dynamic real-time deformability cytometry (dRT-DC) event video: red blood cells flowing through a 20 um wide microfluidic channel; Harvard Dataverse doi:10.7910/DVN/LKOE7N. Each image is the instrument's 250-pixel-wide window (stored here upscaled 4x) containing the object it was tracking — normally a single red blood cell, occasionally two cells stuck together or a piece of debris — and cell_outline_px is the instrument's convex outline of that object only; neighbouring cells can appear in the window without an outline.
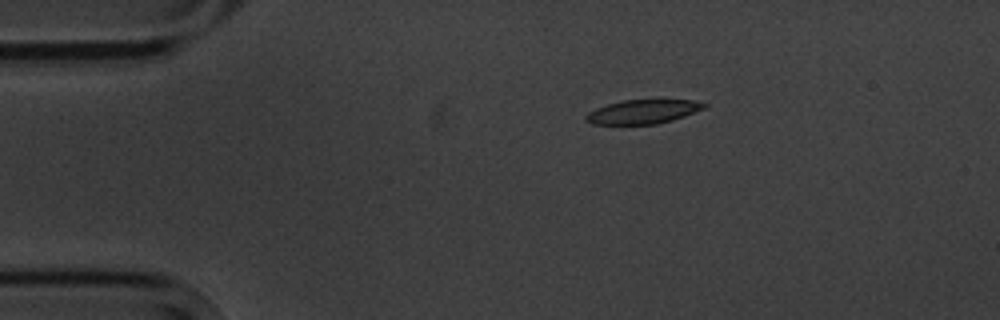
{"species": "common noctule bat (a hibernating species)", "species_latin": "Nyctalus noctula", "temperature_condition": "cold", "stored_images_in_passage": 6, "camera_frame_rate_fps": 3000, "um_per_image_px": 0.085, "animal": {"sex": "male", "body_mass_g": 20.1, "forearm_length_mm": 53.5}, "frame": {"image": 1, "passage_image": 1, "time_ms": 0.0, "image_size_px": [1000, 320], "cell_outline_px": [[708, 104], [704, 108], [684, 116], [672, 120], [656, 124], [592, 124], [584, 120], [584, 116], [588, 112], [596, 108], [608, 104], [624, 100], [692, 100]], "centroid_in_image_um": [54.61, 9.5], "position_along_channel_um": 30.4, "area_um2": 16.42}}
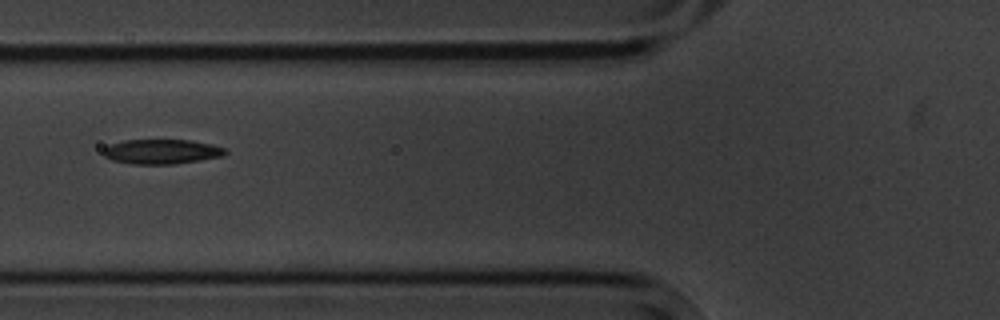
{"frame": {"image": 2, "passage_image": 4, "time_ms": 3.667, "image_size_px": [1000, 320], "cell_outline_px": [[228, 152], [224, 156], [176, 164], [132, 164], [112, 160], [104, 156], [104, 148], [108, 144], [124, 140], [188, 140], [212, 144], [224, 148]], "centroid_in_image_um": [13.74, 12.89], "position_along_channel_um": 112.1, "area_um2": 17.63}}
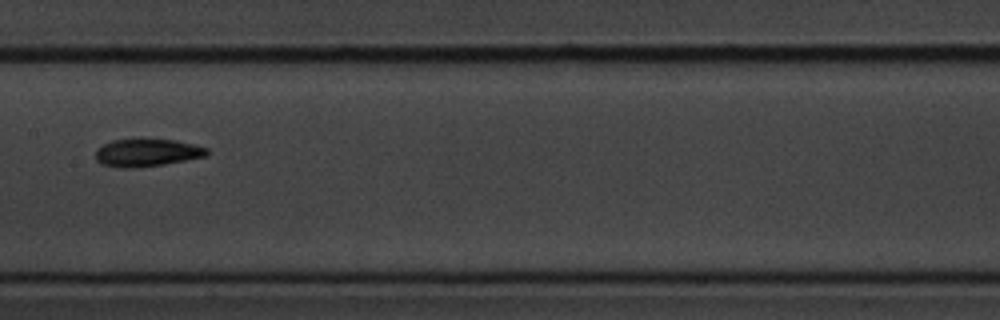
{"frame": {"image": 3, "passage_image": 6, "time_ms": 6.0, "image_size_px": [1000, 320], "cell_outline_px": [[208, 156], [164, 164], [136, 168], [120, 168], [100, 164], [96, 160], [96, 148], [112, 140], [140, 136], [176, 140], [208, 148]], "centroid_in_image_um": [12.46, 12.94], "position_along_channel_um": 194.9, "area_um2": 18.79}}